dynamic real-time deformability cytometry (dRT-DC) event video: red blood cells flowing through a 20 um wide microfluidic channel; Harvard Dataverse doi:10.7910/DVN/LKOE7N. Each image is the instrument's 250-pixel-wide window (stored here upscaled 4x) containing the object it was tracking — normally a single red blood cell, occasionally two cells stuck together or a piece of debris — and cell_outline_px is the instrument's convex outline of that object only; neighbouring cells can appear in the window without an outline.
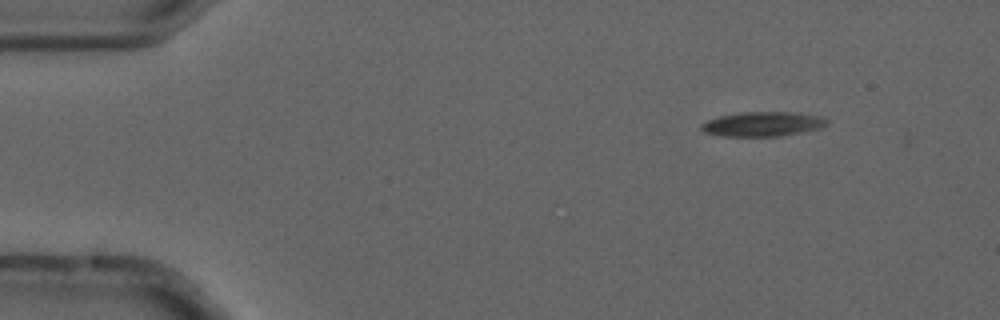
{"species": "common noctule bat (a hibernating species)", "species_latin": "Nyctalus noctula", "temperature_condition": "cold", "stored_images_in_passage": 3, "camera_frame_rate_fps": 3000, "um_per_image_px": 0.085, "animal": {"sex": "male", "forearm_length_mm": 52.5}, "frame": {"image": 1, "passage_image": 3, "time_ms": 0.667, "image_size_px": [1000, 320], "cell_outline_px": [[828, 124], [820, 128], [780, 136], [724, 136], [704, 132], [700, 128], [700, 124], [708, 120], [720, 116], [744, 112], [792, 112], [820, 116], [828, 120]], "centroid_in_image_um": [64.82, 10.54], "position_along_channel_um": 20.2, "area_um2": 17.8}}